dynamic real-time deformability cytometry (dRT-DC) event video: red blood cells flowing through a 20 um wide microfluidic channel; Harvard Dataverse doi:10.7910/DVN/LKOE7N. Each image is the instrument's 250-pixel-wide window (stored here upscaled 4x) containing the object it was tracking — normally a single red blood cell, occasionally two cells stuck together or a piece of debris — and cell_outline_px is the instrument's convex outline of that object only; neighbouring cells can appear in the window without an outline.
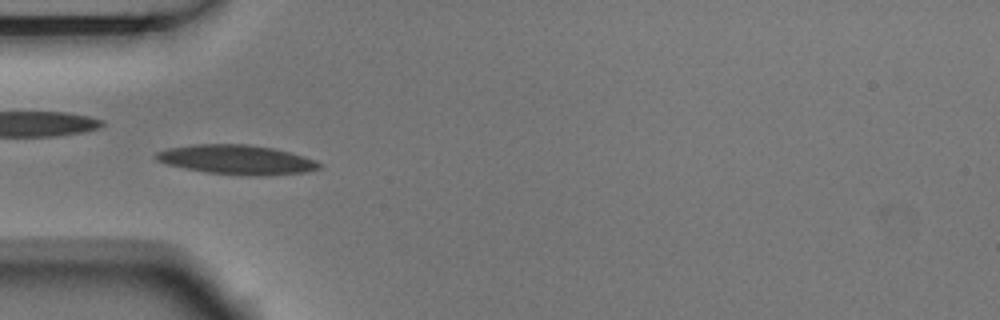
{"species": "Egyptian fruit bat (a non-hibernating species)", "species_latin": "Rousettus aegyptiacus", "temperature_condition": "room temperature", "stored_images_in_passage": 7, "camera_frame_rate_fps": 3000, "um_per_image_px": 0.085, "animal": {"sex": "male"}, "frame": {"image": 1, "passage_image": 5, "time_ms": 1.333, "image_size_px": [1000, 320], "cell_outline_px": [[324, 164], [320, 168], [308, 172], [264, 176], [252, 176], [208, 172], [184, 168], [168, 164], [156, 160], [152, 156], [156, 152], [168, 148], [196, 144], [248, 144], [272, 148], [304, 156], [316, 160]], "centroid_in_image_um": [20.15, 13.57], "position_along_channel_um": 64.9, "area_um2": 28.09}}
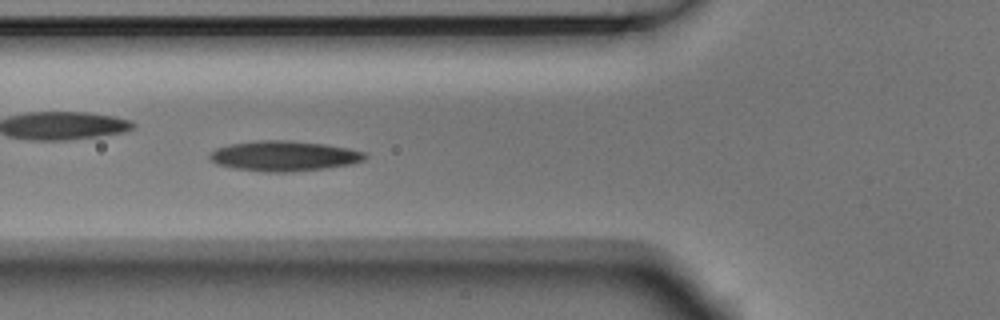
{"frame": {"image": 2, "passage_image": 6, "time_ms": 1.667, "image_size_px": [1000, 320], "cell_outline_px": [[368, 156], [364, 160], [352, 164], [324, 168], [292, 172], [268, 172], [232, 168], [216, 164], [208, 156], [216, 148], [232, 144], [256, 140], [288, 140], [324, 144], [348, 148], [364, 152]], "centroid_in_image_um": [24.15, 13.26], "position_along_channel_um": 101.7, "area_um2": 27.28}}